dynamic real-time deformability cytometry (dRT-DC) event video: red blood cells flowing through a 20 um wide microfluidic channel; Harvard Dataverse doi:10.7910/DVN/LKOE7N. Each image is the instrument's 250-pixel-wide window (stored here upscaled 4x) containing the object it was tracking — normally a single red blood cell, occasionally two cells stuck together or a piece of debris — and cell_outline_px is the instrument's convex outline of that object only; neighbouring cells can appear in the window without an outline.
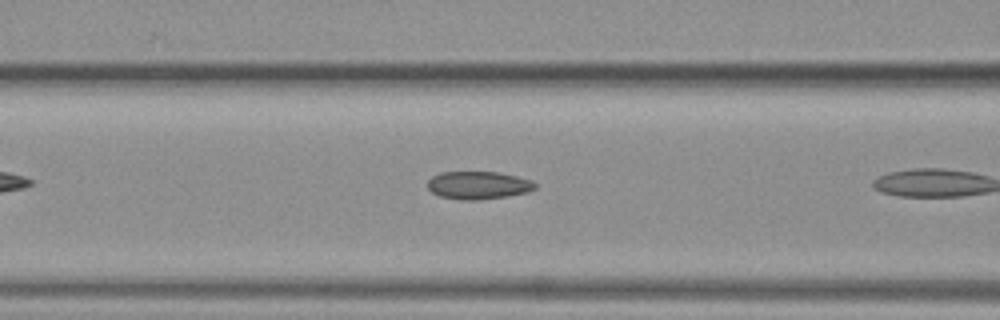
{"species": "common noctule bat (a hibernating species)", "species_latin": "Nyctalus noctula", "temperature_condition": "warm", "stored_images_in_passage": 10, "camera_frame_rate_fps": 3000, "um_per_image_px": 0.085, "animal": {"sex": "female", "body_mass_g": 19.3, "forearm_length_mm": 54.1}, "frame": {"image": 1, "passage_image": 6, "time_ms": 1.667, "image_size_px": [1000, 320], "cell_outline_px": [[536, 188], [528, 192], [480, 200], [460, 200], [440, 196], [432, 192], [428, 188], [428, 180], [432, 176], [440, 172], [496, 172], [516, 176], [532, 180], [536, 184]], "centroid_in_image_um": [40.64, 15.74], "position_along_channel_um": 126.0, "area_um2": 17.4}}